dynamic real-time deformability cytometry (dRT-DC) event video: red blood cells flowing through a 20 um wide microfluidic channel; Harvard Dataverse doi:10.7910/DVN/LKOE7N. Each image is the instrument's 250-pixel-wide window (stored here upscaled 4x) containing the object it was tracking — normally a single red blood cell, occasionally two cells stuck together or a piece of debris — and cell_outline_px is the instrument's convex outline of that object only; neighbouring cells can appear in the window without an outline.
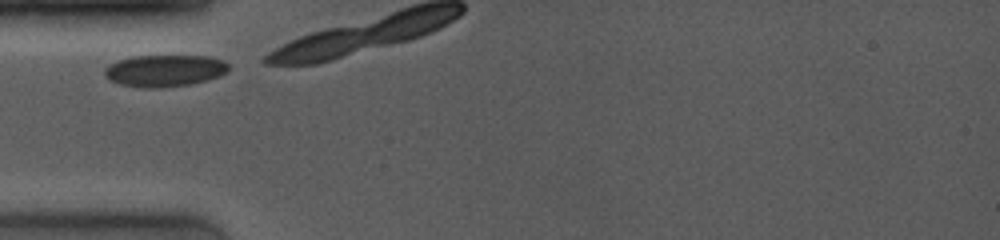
{"species": "common noctule bat (a hibernating species)", "species_latin": "Nyctalus noctula", "temperature_condition": "room temperature", "stored_images_in_passage": 4, "camera_frame_rate_fps": 4000, "um_per_image_px": 0.085, "animal": {"sex": "female", "body_mass_g": 19.0, "forearm_length_mm": 53.3}, "frame": {"image": 1, "passage_image": 1, "time_ms": 0.0, "image_size_px": [1000, 240], "cell_outline_px": [[228, 68], [224, 72], [208, 80], [188, 84], [156, 88], [144, 88], [120, 84], [108, 80], [104, 72], [112, 64], [120, 60], [132, 56], [208, 56], [224, 60], [228, 64]], "centroid_in_image_um": [13.99, 6.0], "position_along_channel_um": 71.0, "area_um2": 22.6}}